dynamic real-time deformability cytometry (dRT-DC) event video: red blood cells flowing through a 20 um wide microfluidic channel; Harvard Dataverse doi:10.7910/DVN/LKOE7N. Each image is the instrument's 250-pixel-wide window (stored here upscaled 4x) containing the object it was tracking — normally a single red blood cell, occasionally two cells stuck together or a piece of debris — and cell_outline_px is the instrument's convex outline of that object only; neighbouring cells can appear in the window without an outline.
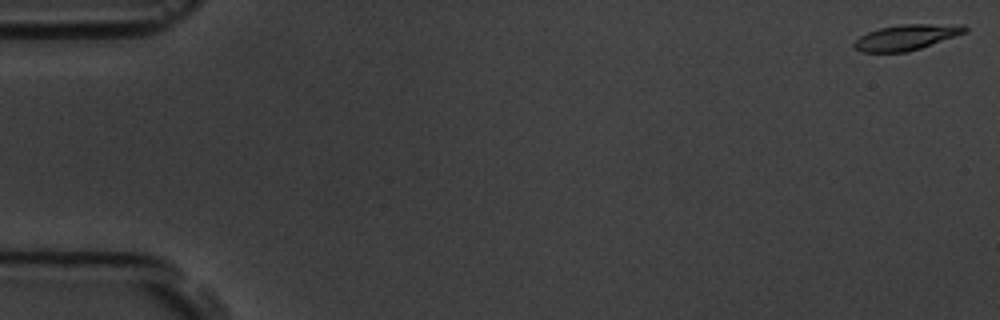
{"species": "common noctule bat (a hibernating species)", "species_latin": "Nyctalus noctula", "temperature_condition": "room temperature", "stored_images_in_passage": 56, "camera_frame_rate_fps": 3000, "um_per_image_px": 0.085, "animal": {"sex": "male", "body_mass_g": 19.5, "forearm_length_mm": 54.6}, "frame": {"image": 1, "passage_image": 1, "time_ms": 0.0, "image_size_px": [1000, 320], "cell_outline_px": [[968, 28], [964, 32], [920, 48], [904, 52], [860, 52], [852, 44], [860, 36], [868, 32], [880, 28], [900, 24], [964, 24]], "centroid_in_image_um": [77.01, 3.16], "position_along_channel_um": 8.0, "area_um2": 16.18}}
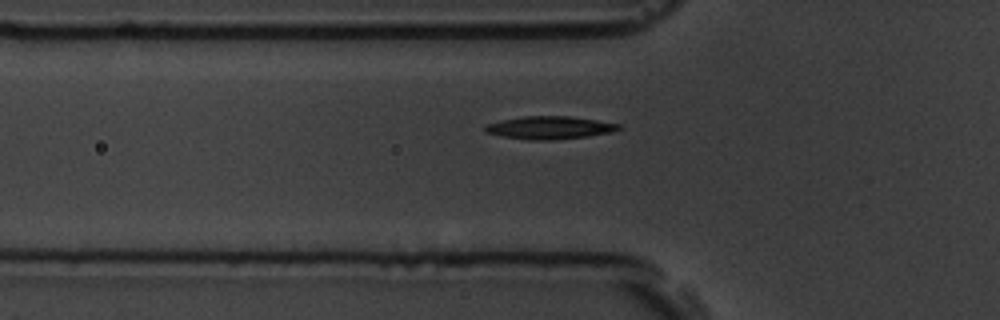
{"frame": {"image": 2, "passage_image": 19, "time_ms": 6.0, "image_size_px": [1000, 320], "cell_outline_px": [[620, 128], [612, 132], [588, 136], [552, 140], [528, 140], [500, 136], [484, 132], [484, 124], [500, 120], [524, 116], [568, 116], [596, 120], [620, 124]], "centroid_in_image_um": [46.65, 10.85], "position_along_channel_um": 79.2, "area_um2": 17.86}}
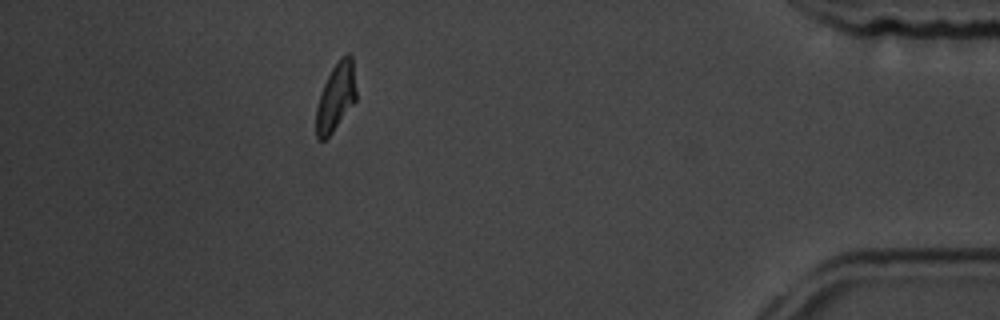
{"frame": {"image": 3, "passage_image": 50, "time_ms": 16.333, "image_size_px": [1000, 320], "cell_outline_px": [[356, 100], [332, 132], [324, 140], [316, 140], [316, 108], [320, 92], [332, 68], [340, 56], [348, 52], [352, 56], [356, 92]], "centroid_in_image_um": [28.54, 8.22], "position_along_channel_um": 406.7, "area_um2": 15.84}, "authors_computed_cell_mechanics": {"area_um2": 16.7909, "velocity_mm_per_s": 3.6627, "shape_relaxation_time_tau1_ms": 5.2921, "shape_relaxation_time_tau2_ms": null, "deformation_change_tau1": 0.165, "deformation_change_tau2": null}}